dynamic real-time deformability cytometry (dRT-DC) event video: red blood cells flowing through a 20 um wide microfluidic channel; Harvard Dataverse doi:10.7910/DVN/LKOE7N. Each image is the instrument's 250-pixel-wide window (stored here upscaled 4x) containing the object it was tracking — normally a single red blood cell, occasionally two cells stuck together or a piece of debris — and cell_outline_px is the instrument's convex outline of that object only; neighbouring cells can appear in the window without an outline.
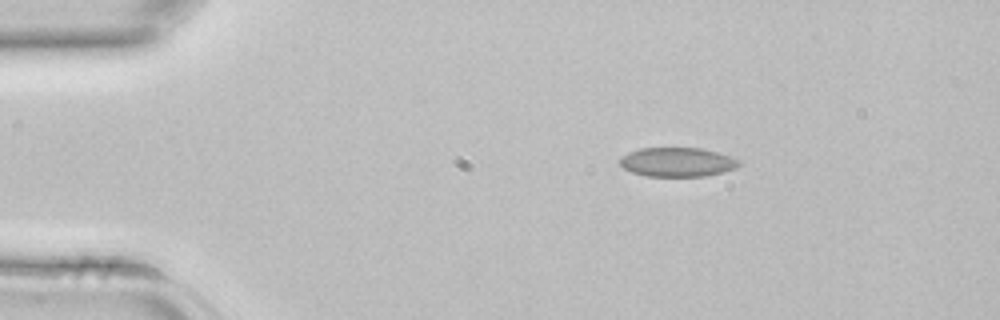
{"species": "common noctule bat (a hibernating species)", "species_latin": "Nyctalus noctula", "temperature_condition": "room temperature", "stored_images_in_passage": 2, "camera_frame_rate_fps": 3000, "um_per_image_px": 0.085, "animal": {"sex": "female", "body_mass_g": 22.7, "forearm_length_mm": 54.2}, "frame": {"image": 1, "passage_image": 1, "time_ms": 0.0, "image_size_px": [1000, 320], "cell_outline_px": [[740, 164], [736, 168], [704, 176], [644, 176], [632, 172], [624, 168], [620, 164], [620, 160], [628, 152], [640, 148], [700, 148], [732, 156], [740, 160]], "centroid_in_image_um": [57.58, 13.77], "position_along_channel_um": 27.4, "area_um2": 20.11}}